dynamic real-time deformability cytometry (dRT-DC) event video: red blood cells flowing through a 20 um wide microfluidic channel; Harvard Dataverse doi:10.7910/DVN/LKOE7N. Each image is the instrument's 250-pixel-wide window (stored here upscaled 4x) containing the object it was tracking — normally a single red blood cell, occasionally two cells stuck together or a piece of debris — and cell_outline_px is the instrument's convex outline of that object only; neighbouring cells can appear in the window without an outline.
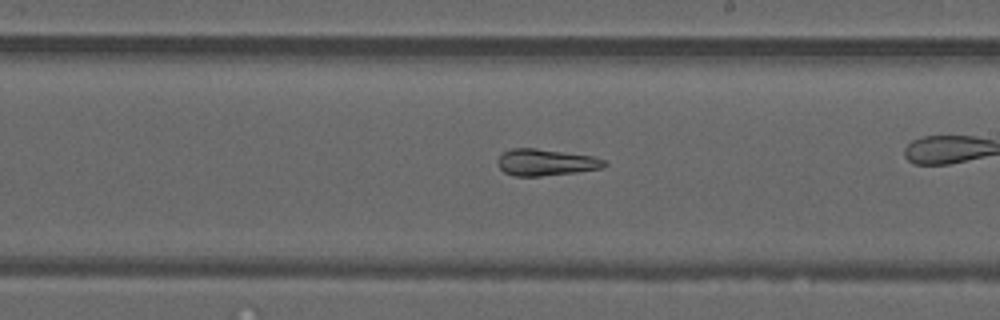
{"species": "common noctule bat (a hibernating species)", "species_latin": "Nyctalus noctula", "temperature_condition": "warm", "stored_images_in_passage": 39, "camera_frame_rate_fps": 3000, "um_per_image_px": 0.085, "animal": {"sex": "male", "forearm_length_mm": 52.5}, "frame": {"image": 1, "passage_image": 28, "time_ms": 9.0, "image_size_px": [1000, 320], "cell_outline_px": [[608, 164], [604, 168], [576, 172], [540, 176], [516, 176], [504, 172], [500, 168], [496, 160], [504, 152], [512, 148], [536, 148], [596, 156], [604, 160]], "centroid_in_image_um": [46.43, 13.79], "position_along_channel_um": 242.6, "area_um2": 16.65}}